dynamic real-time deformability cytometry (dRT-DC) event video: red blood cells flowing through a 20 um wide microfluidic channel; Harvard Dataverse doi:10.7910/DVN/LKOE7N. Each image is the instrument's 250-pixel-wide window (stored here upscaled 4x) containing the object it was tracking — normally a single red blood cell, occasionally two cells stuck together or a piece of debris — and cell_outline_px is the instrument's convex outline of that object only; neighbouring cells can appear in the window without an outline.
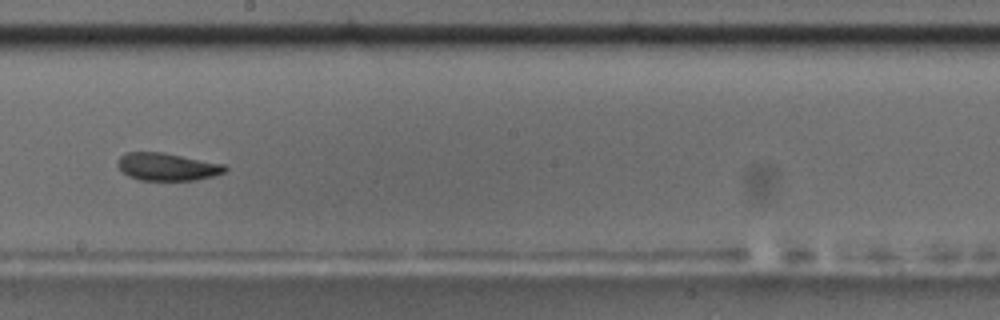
{"species": "common noctule bat (a hibernating species)", "species_latin": "Nyctalus noctula", "temperature_condition": "room temperature", "stored_images_in_passage": 54, "camera_frame_rate_fps": 3000, "um_per_image_px": 0.085, "animal": {"sex": "male", "body_mass_g": 17.5, "forearm_length_mm": 52.3}, "frame": {"image": 1, "passage_image": 31, "time_ms": 10.0, "image_size_px": [1000, 320], "cell_outline_px": [[228, 168], [224, 172], [212, 176], [196, 180], [140, 180], [128, 176], [116, 164], [116, 160], [124, 152], [160, 152], [224, 164]], "centroid_in_image_um": [14.17, 14.17], "position_along_channel_um": 234.0, "area_um2": 17.17}}
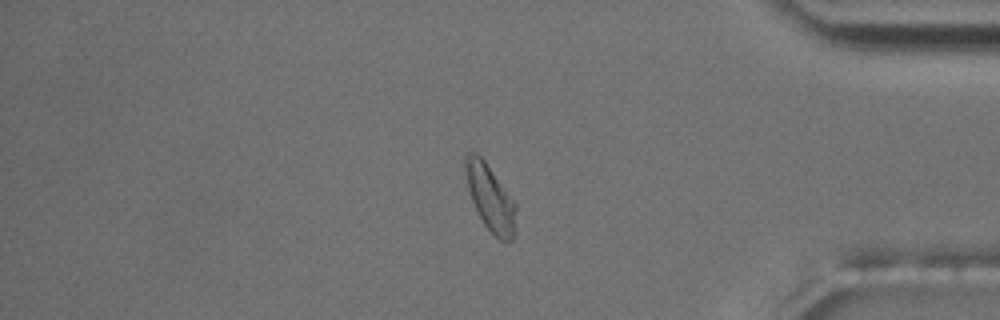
{"frame": {"image": 2, "passage_image": 46, "time_ms": 15.0, "image_size_px": [1000, 320], "cell_outline_px": [[516, 208], [512, 240], [508, 244], [504, 244], [484, 224], [476, 212], [468, 188], [464, 172], [464, 156], [468, 152], [472, 152], [480, 156], [484, 160], [516, 204]], "centroid_in_image_um": [41.64, 16.82], "position_along_channel_um": 393.6, "area_um2": 19.31}, "authors_computed_cell_mechanics": {"area_um2": 18.0336, "velocity_mm_per_s": 3.6969, "shape_relaxation_time_tau1_ms": 5.9584, "shape_relaxation_time_tau2_ms": 2.443, "deformation_change_tau1": 0.1375, "deformation_change_tau2": 0.0856}}